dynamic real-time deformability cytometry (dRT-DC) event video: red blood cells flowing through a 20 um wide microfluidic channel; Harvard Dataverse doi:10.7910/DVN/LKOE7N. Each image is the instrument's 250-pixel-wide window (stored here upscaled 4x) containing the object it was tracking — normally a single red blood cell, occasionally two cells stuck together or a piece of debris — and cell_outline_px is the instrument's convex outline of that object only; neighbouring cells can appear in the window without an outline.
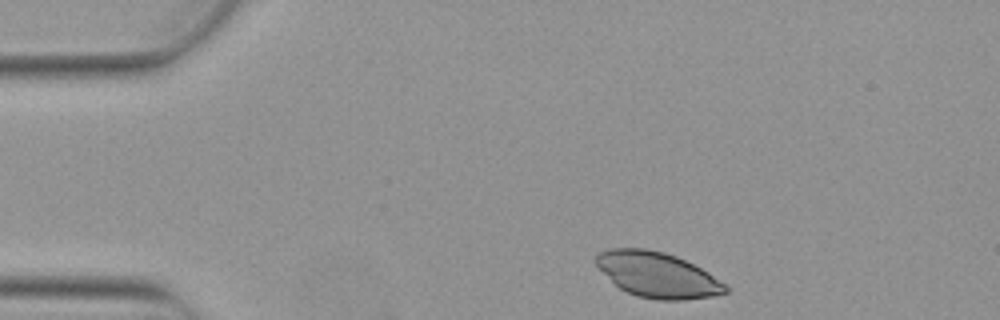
{"species": "Egyptian fruit bat (a non-hibernating species)", "species_latin": "Rousettus aegyptiacus", "temperature_condition": "warm", "stored_images_in_passage": 4, "camera_frame_rate_fps": 3000, "um_per_image_px": 0.085, "animal": {"sex": "female"}, "frame": {"image": 1, "passage_image": 1, "time_ms": 0.0, "image_size_px": [1000, 320], "cell_outline_px": [[728, 292], [712, 296], [684, 300], [656, 300], [636, 296], [620, 288], [592, 260], [600, 252], [608, 248], [644, 248], [664, 252], [676, 256], [708, 272], [724, 284], [728, 288]], "centroid_in_image_um": [55.87, 23.36], "position_along_channel_um": 29.1, "area_um2": 33.87}}
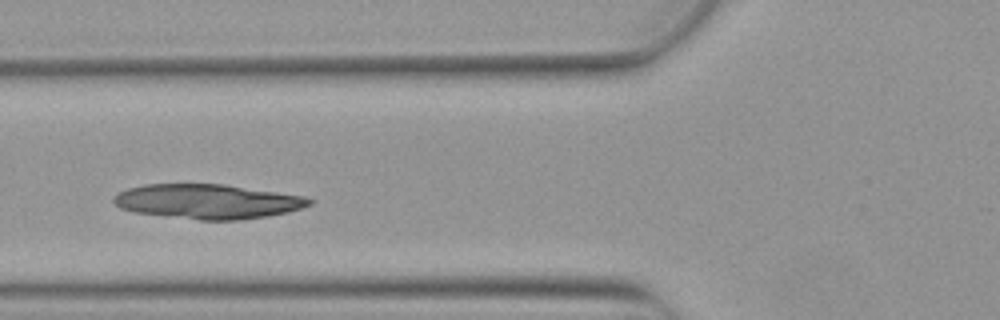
{"frame": {"image": 2, "passage_image": 4, "time_ms": 1.0, "image_size_px": [1000, 320], "cell_outline_px": [[312, 204], [288, 212], [268, 216], [236, 220], [200, 220], [132, 212], [120, 208], [112, 200], [112, 196], [128, 188], [144, 184], [224, 184], [304, 196], [312, 200]], "centroid_in_image_um": [17.61, 17.12], "position_along_channel_um": 108.2, "area_um2": 39.42}}